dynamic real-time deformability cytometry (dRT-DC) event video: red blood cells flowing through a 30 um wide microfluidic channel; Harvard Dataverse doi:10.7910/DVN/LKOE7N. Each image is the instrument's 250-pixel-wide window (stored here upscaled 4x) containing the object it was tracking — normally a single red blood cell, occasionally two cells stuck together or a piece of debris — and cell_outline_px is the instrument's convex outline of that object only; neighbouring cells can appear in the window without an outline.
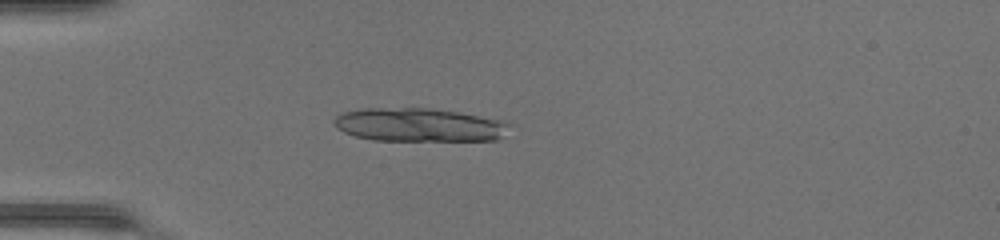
{"species": "common noctule bat (a hibernating species)", "species_latin": "Nyctalus noctula", "temperature_condition": "warm", "stored_images_in_passage": 47, "camera_frame_rate_fps": 3000, "um_per_image_px": 0.085, "animal": {"sex": "female", "body_mass_g": 17.0, "forearm_length_mm": 48.0}, "frame": {"image": 1, "passage_image": 14, "time_ms": 4.333, "image_size_px": [1000, 240], "cell_outline_px": [[512, 124], [504, 136], [496, 140], [372, 140], [356, 136], [344, 132], [332, 120], [336, 116], [344, 112], [368, 108], [424, 108], [456, 112], [508, 120]], "centroid_in_image_um": [35.71, 10.61], "position_along_channel_um": 49.3, "area_um2": 34.1}}